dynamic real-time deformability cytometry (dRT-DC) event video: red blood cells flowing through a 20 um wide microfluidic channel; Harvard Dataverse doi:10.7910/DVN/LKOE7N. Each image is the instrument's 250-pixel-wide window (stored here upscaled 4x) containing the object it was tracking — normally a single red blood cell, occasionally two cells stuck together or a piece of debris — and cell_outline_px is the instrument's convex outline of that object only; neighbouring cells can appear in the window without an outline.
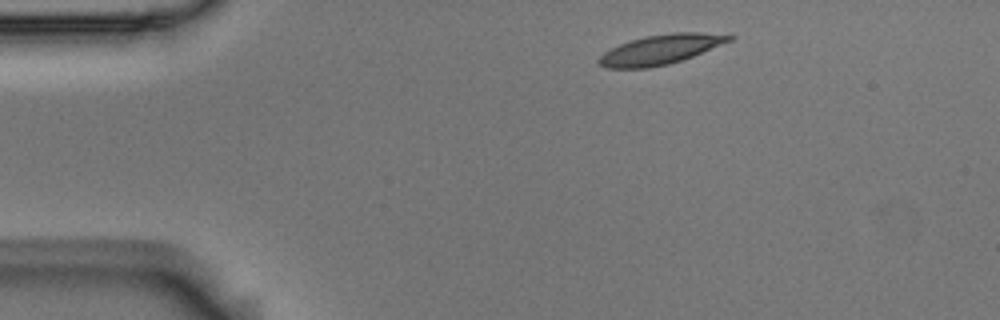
{"species": "Egyptian fruit bat (a non-hibernating species)", "species_latin": "Rousettus aegyptiacus", "temperature_condition": "room temperature", "stored_images_in_passage": 3, "camera_frame_rate_fps": 3000, "um_per_image_px": 0.085, "animal": {"sex": "male"}, "frame": {"image": 1, "passage_image": 1, "time_ms": 0.0, "image_size_px": [1000, 320], "cell_outline_px": [[736, 36], [732, 40], [692, 56], [668, 64], [648, 68], [608, 68], [600, 64], [596, 60], [604, 52], [620, 44], [644, 36], [672, 32], [700, 32]], "centroid_in_image_um": [56.14, 4.2], "position_along_channel_um": 28.9, "area_um2": 22.25}}
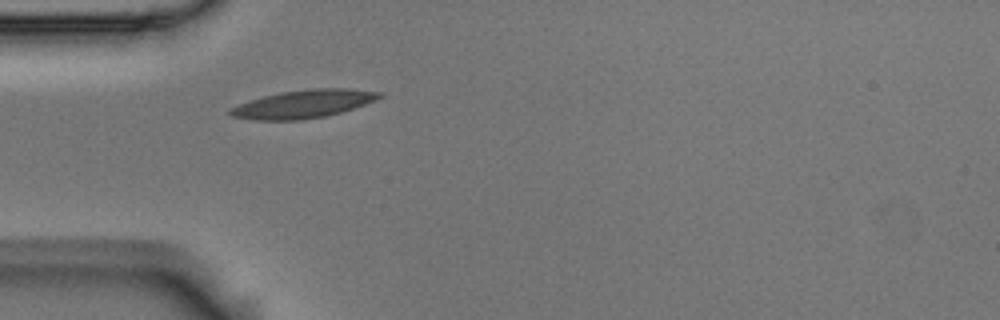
{"frame": {"image": 2, "passage_image": 3, "time_ms": 0.667, "image_size_px": [1000, 320], "cell_outline_px": [[384, 96], [376, 100], [340, 112], [324, 116], [300, 120], [252, 120], [232, 116], [228, 112], [228, 108], [264, 96], [280, 92], [312, 88], [348, 88], [384, 92]], "centroid_in_image_um": [25.81, 8.83], "position_along_channel_um": 59.2, "area_um2": 24.33}}